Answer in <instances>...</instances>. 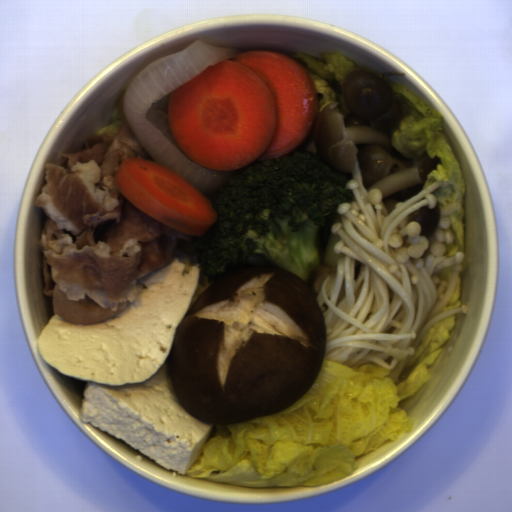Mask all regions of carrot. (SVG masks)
<instances>
[{
	"label": "carrot",
	"instance_id": "1",
	"mask_svg": "<svg viewBox=\"0 0 512 512\" xmlns=\"http://www.w3.org/2000/svg\"><path fill=\"white\" fill-rule=\"evenodd\" d=\"M319 102L299 61L251 50L209 65L174 89L168 127L191 161L230 171L290 156L315 128Z\"/></svg>",
	"mask_w": 512,
	"mask_h": 512
},
{
	"label": "carrot",
	"instance_id": "2",
	"mask_svg": "<svg viewBox=\"0 0 512 512\" xmlns=\"http://www.w3.org/2000/svg\"><path fill=\"white\" fill-rule=\"evenodd\" d=\"M114 183L135 207L187 235L205 237L218 213L199 188L170 168L147 158H125Z\"/></svg>",
	"mask_w": 512,
	"mask_h": 512
}]
</instances>
